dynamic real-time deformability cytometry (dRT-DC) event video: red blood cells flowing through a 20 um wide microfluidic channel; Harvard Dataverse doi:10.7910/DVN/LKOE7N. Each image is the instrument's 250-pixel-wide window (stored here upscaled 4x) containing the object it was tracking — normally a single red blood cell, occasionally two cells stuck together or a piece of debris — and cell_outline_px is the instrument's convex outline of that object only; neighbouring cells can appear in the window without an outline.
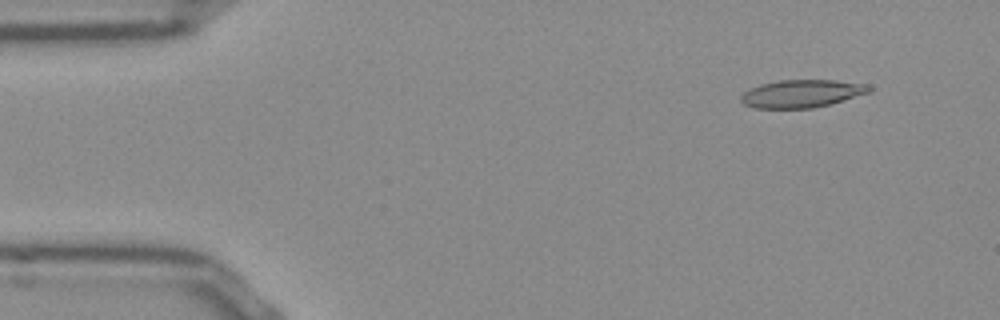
{"species": "Egyptian fruit bat (a non-hibernating species)", "species_latin": "Rousettus aegyptiacus", "temperature_condition": "room temperature", "stored_images_in_passage": 48, "camera_frame_rate_fps": 3000, "um_per_image_px": 0.085, "frame": {"image": 1, "passage_image": 1, "time_ms": 0.0, "image_size_px": [1000, 320], "cell_outline_px": [[872, 92], [828, 104], [812, 108], [752, 108], [744, 104], [740, 100], [740, 96], [748, 88], [760, 84], [776, 80], [836, 80], [868, 84], [872, 88]], "centroid_in_image_um": [68.13, 7.94], "position_along_channel_um": 16.9, "area_um2": 20.92}}
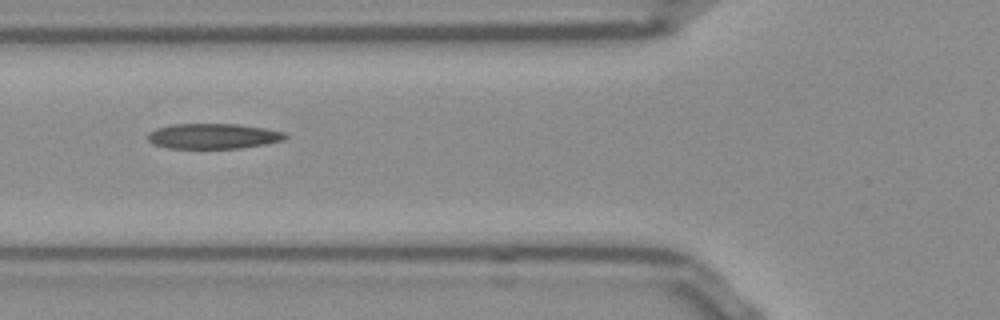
{"frame": {"image": 2, "passage_image": 15, "time_ms": 4.667, "image_size_px": [1000, 320], "cell_outline_px": [[288, 136], [284, 140], [264, 144], [240, 148], [168, 148], [152, 144], [148, 140], [148, 132], [156, 128], [172, 124], [240, 124], [264, 128], [284, 132]], "centroid_in_image_um": [18.1, 11.57], "position_along_channel_um": 107.7, "area_um2": 20.29}}
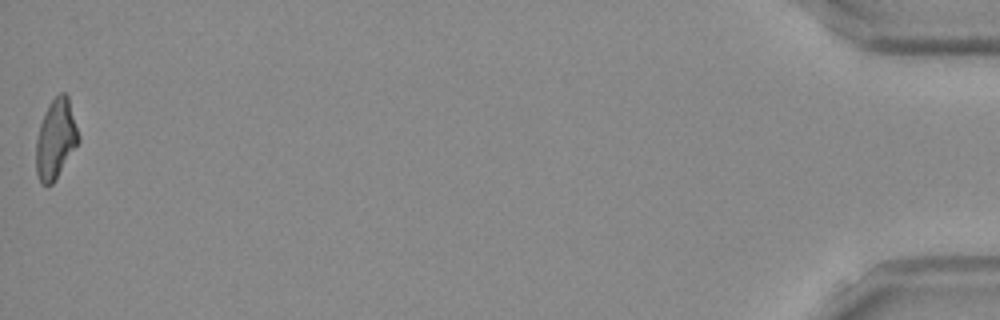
{"frame": {"image": 3, "passage_image": 48, "time_ms": 15.667, "image_size_px": [1000, 320], "cell_outline_px": [[80, 140], [52, 184], [40, 184], [36, 176], [36, 140], [40, 124], [44, 112], [48, 104], [60, 92], [64, 92], [68, 96], [80, 136]], "centroid_in_image_um": [4.73, 11.8], "position_along_channel_um": 430.5, "area_um2": 19.65}, "authors_computed_cell_mechanics": {"area_um2": 20.4323, "velocity_mm_per_s": 3.8641, "shape_relaxation_time_tau1_ms": 10.7043, "shape_relaxation_time_tau2_ms": 2.6677, "deformation_change_tau1": 0.2642, "deformation_change_tau2": 0.1234}}